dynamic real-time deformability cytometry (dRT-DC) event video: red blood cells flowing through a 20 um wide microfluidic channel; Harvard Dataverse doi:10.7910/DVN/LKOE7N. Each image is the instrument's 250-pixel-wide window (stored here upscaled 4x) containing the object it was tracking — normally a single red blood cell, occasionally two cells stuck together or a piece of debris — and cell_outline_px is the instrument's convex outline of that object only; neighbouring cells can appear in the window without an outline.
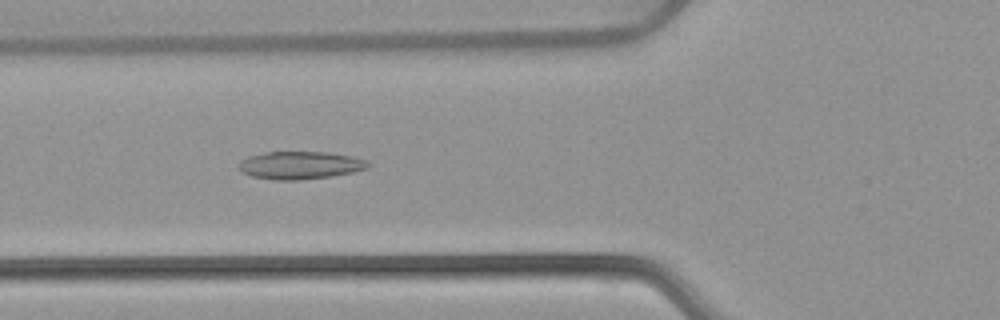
{"species": "common noctule bat (a hibernating species)", "species_latin": "Nyctalus noctula", "temperature_condition": "warm", "stored_images_in_passage": 52, "camera_frame_rate_fps": 3000, "um_per_image_px": 0.085, "animal": {"sex": "female", "body_mass_g": 22.7, "forearm_length_mm": 54.2}, "frame": {"image": 1, "passage_image": 19, "time_ms": 6.0, "image_size_px": [1000, 320], "cell_outline_px": [[372, 164], [368, 168], [352, 172], [332, 176], [300, 180], [272, 180], [252, 176], [240, 172], [240, 160], [248, 156], [264, 152], [328, 152], [352, 156], [368, 160]], "centroid_in_image_um": [25.53, 14.04], "position_along_channel_um": 100.3, "area_um2": 21.1}}
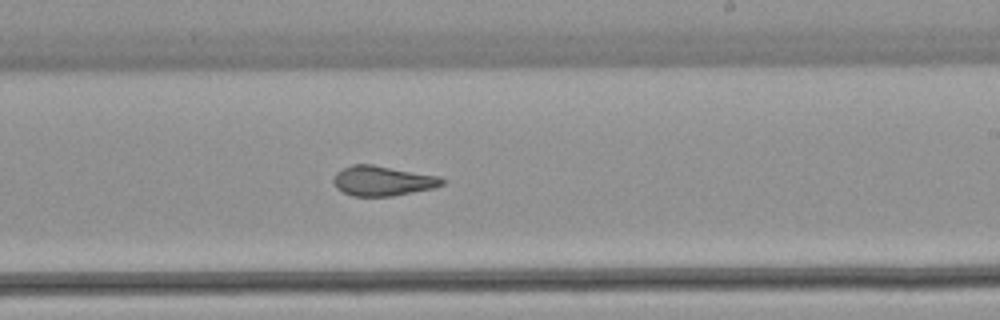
{"frame": {"image": 2, "passage_image": 31, "time_ms": 10.0, "image_size_px": [1000, 320], "cell_outline_px": [[444, 184], [432, 188], [392, 196], [352, 196], [336, 188], [332, 180], [336, 172], [352, 164], [372, 164], [440, 176], [444, 180]], "centroid_in_image_um": [32.5, 15.36], "position_along_channel_um": 256.5, "area_um2": 18.9}}
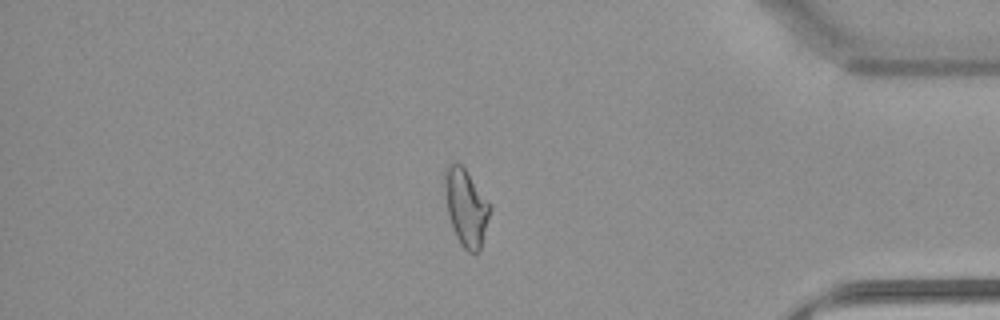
{"frame": {"image": 3, "passage_image": 44, "time_ms": 14.333, "image_size_px": [1000, 320], "cell_outline_px": [[492, 208], [480, 252], [468, 252], [460, 244], [452, 228], [448, 216], [444, 188], [444, 168], [452, 160], [460, 164], [468, 172], [492, 204]], "centroid_in_image_um": [39.62, 17.6], "position_along_channel_um": 395.6, "area_um2": 20.87}, "authors_computed_cell_mechanics": {"area_um2": 20.9814, "velocity_mm_per_s": 3.8999, "shape_relaxation_time_tau1_ms": null, "shape_relaxation_time_tau2_ms": 1.875, "deformation_change_tau1": null, "deformation_change_tau2": 0.0922}}